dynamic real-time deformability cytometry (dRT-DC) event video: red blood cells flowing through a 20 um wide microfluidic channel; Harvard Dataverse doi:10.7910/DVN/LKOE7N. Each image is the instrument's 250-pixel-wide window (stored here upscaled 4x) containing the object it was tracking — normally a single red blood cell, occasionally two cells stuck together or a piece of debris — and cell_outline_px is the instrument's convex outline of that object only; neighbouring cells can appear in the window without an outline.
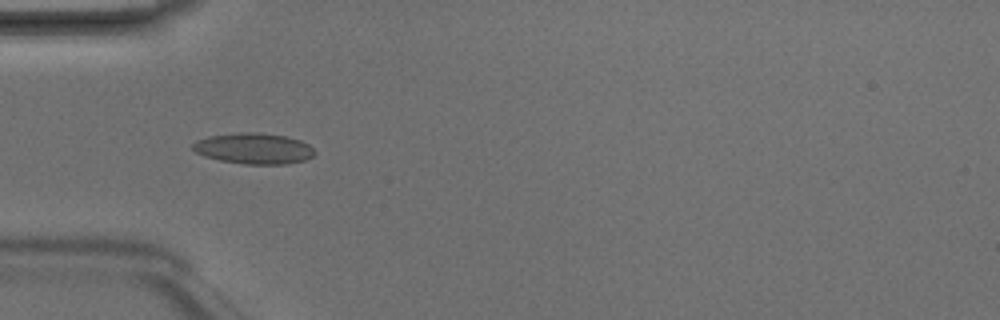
{"species": "Egyptian fruit bat (a non-hibernating species)", "species_latin": "Rousettus aegyptiacus", "temperature_condition": "room temperature", "stored_images_in_passage": 6, "camera_frame_rate_fps": 3000, "um_per_image_px": 0.085, "animal": {"sex": "male"}, "frame": {"image": 1, "passage_image": 5, "time_ms": 1.333, "image_size_px": [1000, 320], "cell_outline_px": [[316, 152], [312, 156], [304, 160], [288, 164], [244, 164], [220, 160], [204, 156], [196, 152], [192, 148], [192, 144], [196, 140], [208, 136], [240, 132], [256, 132], [284, 136], [300, 140], [308, 144]], "centroid_in_image_um": [21.55, 12.62], "position_along_channel_um": 63.4, "area_um2": 21.91}}